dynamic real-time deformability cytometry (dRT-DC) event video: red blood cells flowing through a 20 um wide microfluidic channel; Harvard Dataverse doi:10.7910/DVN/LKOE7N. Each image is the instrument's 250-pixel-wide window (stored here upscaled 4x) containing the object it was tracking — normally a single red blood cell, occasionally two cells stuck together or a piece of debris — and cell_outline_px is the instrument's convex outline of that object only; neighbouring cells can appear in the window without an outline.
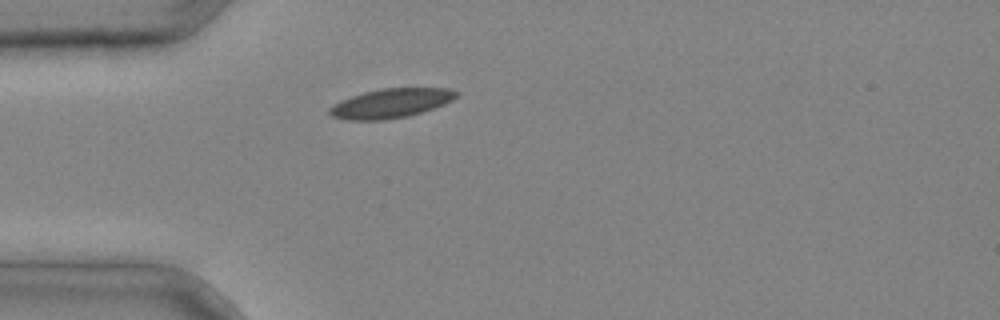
{"species": "common noctule bat (a hibernating species)", "species_latin": "Nyctalus noctula", "temperature_condition": "cold", "stored_images_in_passage": 1, "camera_frame_rate_fps": 3000, "um_per_image_px": 0.085, "animal": {"sex": "male", "body_mass_g": 20.4}, "frame": {"image": 1, "passage_image": 1, "time_ms": 0.0, "image_size_px": [1000, 320], "cell_outline_px": [[460, 92], [452, 100], [444, 104], [408, 116], [384, 120], [348, 120], [332, 116], [328, 112], [328, 108], [340, 100], [364, 92], [380, 88], [448, 88]], "centroid_in_image_um": [33.2, 8.77], "position_along_channel_um": 51.8, "area_um2": 21.56}}